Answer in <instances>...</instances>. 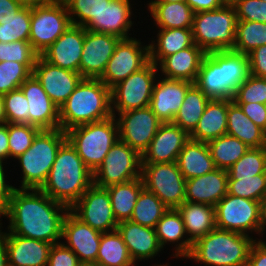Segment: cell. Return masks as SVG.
I'll return each instance as SVG.
<instances>
[{"mask_svg":"<svg viewBox=\"0 0 266 266\" xmlns=\"http://www.w3.org/2000/svg\"><path fill=\"white\" fill-rule=\"evenodd\" d=\"M262 45H266V23L238 20L232 51L248 55Z\"/></svg>","mask_w":266,"mask_h":266,"instance_id":"obj_41","label":"cell"},{"mask_svg":"<svg viewBox=\"0 0 266 266\" xmlns=\"http://www.w3.org/2000/svg\"><path fill=\"white\" fill-rule=\"evenodd\" d=\"M17 1L21 2L25 6H32L36 3L43 2L44 0H17Z\"/></svg>","mask_w":266,"mask_h":266,"instance_id":"obj_63","label":"cell"},{"mask_svg":"<svg viewBox=\"0 0 266 266\" xmlns=\"http://www.w3.org/2000/svg\"><path fill=\"white\" fill-rule=\"evenodd\" d=\"M80 266H98L96 264H81Z\"/></svg>","mask_w":266,"mask_h":266,"instance_id":"obj_67","label":"cell"},{"mask_svg":"<svg viewBox=\"0 0 266 266\" xmlns=\"http://www.w3.org/2000/svg\"><path fill=\"white\" fill-rule=\"evenodd\" d=\"M151 38L149 60L158 65L165 57L184 50L194 44L192 28L161 29Z\"/></svg>","mask_w":266,"mask_h":266,"instance_id":"obj_33","label":"cell"},{"mask_svg":"<svg viewBox=\"0 0 266 266\" xmlns=\"http://www.w3.org/2000/svg\"><path fill=\"white\" fill-rule=\"evenodd\" d=\"M247 56L250 74L259 78H266V45L257 47Z\"/></svg>","mask_w":266,"mask_h":266,"instance_id":"obj_53","label":"cell"},{"mask_svg":"<svg viewBox=\"0 0 266 266\" xmlns=\"http://www.w3.org/2000/svg\"><path fill=\"white\" fill-rule=\"evenodd\" d=\"M141 177L144 187L168 209H177L185 202L186 179L176 162L142 163Z\"/></svg>","mask_w":266,"mask_h":266,"instance_id":"obj_13","label":"cell"},{"mask_svg":"<svg viewBox=\"0 0 266 266\" xmlns=\"http://www.w3.org/2000/svg\"><path fill=\"white\" fill-rule=\"evenodd\" d=\"M186 3L195 13L212 11L223 6L220 0H186Z\"/></svg>","mask_w":266,"mask_h":266,"instance_id":"obj_58","label":"cell"},{"mask_svg":"<svg viewBox=\"0 0 266 266\" xmlns=\"http://www.w3.org/2000/svg\"><path fill=\"white\" fill-rule=\"evenodd\" d=\"M194 83L168 79L159 75L152 92L150 108L162 123H172L187 90Z\"/></svg>","mask_w":266,"mask_h":266,"instance_id":"obj_21","label":"cell"},{"mask_svg":"<svg viewBox=\"0 0 266 266\" xmlns=\"http://www.w3.org/2000/svg\"><path fill=\"white\" fill-rule=\"evenodd\" d=\"M84 39L85 28L71 24L41 56L55 66L79 72Z\"/></svg>","mask_w":266,"mask_h":266,"instance_id":"obj_23","label":"cell"},{"mask_svg":"<svg viewBox=\"0 0 266 266\" xmlns=\"http://www.w3.org/2000/svg\"><path fill=\"white\" fill-rule=\"evenodd\" d=\"M9 145H8V123L0 125V161L8 163Z\"/></svg>","mask_w":266,"mask_h":266,"instance_id":"obj_59","label":"cell"},{"mask_svg":"<svg viewBox=\"0 0 266 266\" xmlns=\"http://www.w3.org/2000/svg\"><path fill=\"white\" fill-rule=\"evenodd\" d=\"M216 228L250 236L261 232V202L226 194L215 206Z\"/></svg>","mask_w":266,"mask_h":266,"instance_id":"obj_11","label":"cell"},{"mask_svg":"<svg viewBox=\"0 0 266 266\" xmlns=\"http://www.w3.org/2000/svg\"><path fill=\"white\" fill-rule=\"evenodd\" d=\"M167 211L168 208L163 202L153 192L144 187L137 198L130 221L155 228Z\"/></svg>","mask_w":266,"mask_h":266,"instance_id":"obj_40","label":"cell"},{"mask_svg":"<svg viewBox=\"0 0 266 266\" xmlns=\"http://www.w3.org/2000/svg\"><path fill=\"white\" fill-rule=\"evenodd\" d=\"M152 266H170V265H169V263H166V264H164V263H163V264H158V263L156 264V263H155V264L152 265Z\"/></svg>","mask_w":266,"mask_h":266,"instance_id":"obj_66","label":"cell"},{"mask_svg":"<svg viewBox=\"0 0 266 266\" xmlns=\"http://www.w3.org/2000/svg\"><path fill=\"white\" fill-rule=\"evenodd\" d=\"M155 29L192 28L195 12L187 3H148Z\"/></svg>","mask_w":266,"mask_h":266,"instance_id":"obj_35","label":"cell"},{"mask_svg":"<svg viewBox=\"0 0 266 266\" xmlns=\"http://www.w3.org/2000/svg\"><path fill=\"white\" fill-rule=\"evenodd\" d=\"M78 256L62 242L53 244L49 251L47 266H80Z\"/></svg>","mask_w":266,"mask_h":266,"instance_id":"obj_52","label":"cell"},{"mask_svg":"<svg viewBox=\"0 0 266 266\" xmlns=\"http://www.w3.org/2000/svg\"><path fill=\"white\" fill-rule=\"evenodd\" d=\"M115 118L118 123L119 140L141 156L162 124L150 106L118 113Z\"/></svg>","mask_w":266,"mask_h":266,"instance_id":"obj_15","label":"cell"},{"mask_svg":"<svg viewBox=\"0 0 266 266\" xmlns=\"http://www.w3.org/2000/svg\"><path fill=\"white\" fill-rule=\"evenodd\" d=\"M111 116V89L100 79L83 78L59 108L60 128L64 132Z\"/></svg>","mask_w":266,"mask_h":266,"instance_id":"obj_4","label":"cell"},{"mask_svg":"<svg viewBox=\"0 0 266 266\" xmlns=\"http://www.w3.org/2000/svg\"><path fill=\"white\" fill-rule=\"evenodd\" d=\"M227 189V170L216 168L210 173L186 180L185 201L215 207L225 197Z\"/></svg>","mask_w":266,"mask_h":266,"instance_id":"obj_27","label":"cell"},{"mask_svg":"<svg viewBox=\"0 0 266 266\" xmlns=\"http://www.w3.org/2000/svg\"><path fill=\"white\" fill-rule=\"evenodd\" d=\"M93 185V172L66 140L58 149L41 191L69 209Z\"/></svg>","mask_w":266,"mask_h":266,"instance_id":"obj_2","label":"cell"},{"mask_svg":"<svg viewBox=\"0 0 266 266\" xmlns=\"http://www.w3.org/2000/svg\"><path fill=\"white\" fill-rule=\"evenodd\" d=\"M123 242L134 263L154 259L163 250L158 241L155 228L142 226L130 220L121 221L117 225Z\"/></svg>","mask_w":266,"mask_h":266,"instance_id":"obj_25","label":"cell"},{"mask_svg":"<svg viewBox=\"0 0 266 266\" xmlns=\"http://www.w3.org/2000/svg\"><path fill=\"white\" fill-rule=\"evenodd\" d=\"M5 162L0 161V213L2 214L9 203V200L11 198L12 192L15 189V186L9 183L6 175ZM8 181V182H7Z\"/></svg>","mask_w":266,"mask_h":266,"instance_id":"obj_55","label":"cell"},{"mask_svg":"<svg viewBox=\"0 0 266 266\" xmlns=\"http://www.w3.org/2000/svg\"><path fill=\"white\" fill-rule=\"evenodd\" d=\"M71 25L63 0H44L31 6L29 43L41 55Z\"/></svg>","mask_w":266,"mask_h":266,"instance_id":"obj_9","label":"cell"},{"mask_svg":"<svg viewBox=\"0 0 266 266\" xmlns=\"http://www.w3.org/2000/svg\"><path fill=\"white\" fill-rule=\"evenodd\" d=\"M155 232L163 250L166 245L170 244L173 247L174 244L171 257L184 260L190 253L192 243L185 232L181 214L177 209H168L156 224Z\"/></svg>","mask_w":266,"mask_h":266,"instance_id":"obj_29","label":"cell"},{"mask_svg":"<svg viewBox=\"0 0 266 266\" xmlns=\"http://www.w3.org/2000/svg\"><path fill=\"white\" fill-rule=\"evenodd\" d=\"M227 135L238 138L249 148L266 146V132L244 114L234 101L228 105Z\"/></svg>","mask_w":266,"mask_h":266,"instance_id":"obj_34","label":"cell"},{"mask_svg":"<svg viewBox=\"0 0 266 266\" xmlns=\"http://www.w3.org/2000/svg\"><path fill=\"white\" fill-rule=\"evenodd\" d=\"M69 208L40 189L15 187L6 210L7 230L15 235L51 244L62 240V224Z\"/></svg>","mask_w":266,"mask_h":266,"instance_id":"obj_1","label":"cell"},{"mask_svg":"<svg viewBox=\"0 0 266 266\" xmlns=\"http://www.w3.org/2000/svg\"><path fill=\"white\" fill-rule=\"evenodd\" d=\"M258 127L266 132V105L261 103H236Z\"/></svg>","mask_w":266,"mask_h":266,"instance_id":"obj_54","label":"cell"},{"mask_svg":"<svg viewBox=\"0 0 266 266\" xmlns=\"http://www.w3.org/2000/svg\"><path fill=\"white\" fill-rule=\"evenodd\" d=\"M184 178L192 179L216 169L206 142L189 139L176 161Z\"/></svg>","mask_w":266,"mask_h":266,"instance_id":"obj_32","label":"cell"},{"mask_svg":"<svg viewBox=\"0 0 266 266\" xmlns=\"http://www.w3.org/2000/svg\"><path fill=\"white\" fill-rule=\"evenodd\" d=\"M255 240L252 244L246 266H266V241Z\"/></svg>","mask_w":266,"mask_h":266,"instance_id":"obj_56","label":"cell"},{"mask_svg":"<svg viewBox=\"0 0 266 266\" xmlns=\"http://www.w3.org/2000/svg\"><path fill=\"white\" fill-rule=\"evenodd\" d=\"M232 99H210L190 139L209 142L227 134L228 105Z\"/></svg>","mask_w":266,"mask_h":266,"instance_id":"obj_30","label":"cell"},{"mask_svg":"<svg viewBox=\"0 0 266 266\" xmlns=\"http://www.w3.org/2000/svg\"><path fill=\"white\" fill-rule=\"evenodd\" d=\"M173 3V2H183L186 3V0H151L148 3Z\"/></svg>","mask_w":266,"mask_h":266,"instance_id":"obj_64","label":"cell"},{"mask_svg":"<svg viewBox=\"0 0 266 266\" xmlns=\"http://www.w3.org/2000/svg\"><path fill=\"white\" fill-rule=\"evenodd\" d=\"M39 54L29 41L0 42V62L16 61L22 64H35Z\"/></svg>","mask_w":266,"mask_h":266,"instance_id":"obj_50","label":"cell"},{"mask_svg":"<svg viewBox=\"0 0 266 266\" xmlns=\"http://www.w3.org/2000/svg\"><path fill=\"white\" fill-rule=\"evenodd\" d=\"M157 65L149 61L111 88L112 115L150 106L154 84L159 76Z\"/></svg>","mask_w":266,"mask_h":266,"instance_id":"obj_10","label":"cell"},{"mask_svg":"<svg viewBox=\"0 0 266 266\" xmlns=\"http://www.w3.org/2000/svg\"><path fill=\"white\" fill-rule=\"evenodd\" d=\"M142 156L126 143L118 140L107 153L101 165L93 172L97 187L125 183L141 177Z\"/></svg>","mask_w":266,"mask_h":266,"instance_id":"obj_12","label":"cell"},{"mask_svg":"<svg viewBox=\"0 0 266 266\" xmlns=\"http://www.w3.org/2000/svg\"><path fill=\"white\" fill-rule=\"evenodd\" d=\"M98 266H136L131 259L121 234L117 231L102 233L98 255Z\"/></svg>","mask_w":266,"mask_h":266,"instance_id":"obj_38","label":"cell"},{"mask_svg":"<svg viewBox=\"0 0 266 266\" xmlns=\"http://www.w3.org/2000/svg\"><path fill=\"white\" fill-rule=\"evenodd\" d=\"M6 266H15V265H12V264H10L9 262L6 264Z\"/></svg>","mask_w":266,"mask_h":266,"instance_id":"obj_69","label":"cell"},{"mask_svg":"<svg viewBox=\"0 0 266 266\" xmlns=\"http://www.w3.org/2000/svg\"><path fill=\"white\" fill-rule=\"evenodd\" d=\"M33 75L58 108L69 98L83 79L79 72L55 66L47 62L41 55L34 65Z\"/></svg>","mask_w":266,"mask_h":266,"instance_id":"obj_19","label":"cell"},{"mask_svg":"<svg viewBox=\"0 0 266 266\" xmlns=\"http://www.w3.org/2000/svg\"><path fill=\"white\" fill-rule=\"evenodd\" d=\"M1 218H2V214L0 213V219H1ZM2 220H3V219L0 220V229H1V226L3 225V224H2Z\"/></svg>","mask_w":266,"mask_h":266,"instance_id":"obj_68","label":"cell"},{"mask_svg":"<svg viewBox=\"0 0 266 266\" xmlns=\"http://www.w3.org/2000/svg\"><path fill=\"white\" fill-rule=\"evenodd\" d=\"M101 236L102 232L82 222L70 210L66 213L61 242L78 256L81 264H96Z\"/></svg>","mask_w":266,"mask_h":266,"instance_id":"obj_17","label":"cell"},{"mask_svg":"<svg viewBox=\"0 0 266 266\" xmlns=\"http://www.w3.org/2000/svg\"><path fill=\"white\" fill-rule=\"evenodd\" d=\"M120 40L119 37L114 35L85 29V39L79 66L81 76L83 78L99 79Z\"/></svg>","mask_w":266,"mask_h":266,"instance_id":"obj_18","label":"cell"},{"mask_svg":"<svg viewBox=\"0 0 266 266\" xmlns=\"http://www.w3.org/2000/svg\"><path fill=\"white\" fill-rule=\"evenodd\" d=\"M237 16L234 6L223 5L212 11L194 14V43L206 53L232 50L235 45Z\"/></svg>","mask_w":266,"mask_h":266,"instance_id":"obj_8","label":"cell"},{"mask_svg":"<svg viewBox=\"0 0 266 266\" xmlns=\"http://www.w3.org/2000/svg\"><path fill=\"white\" fill-rule=\"evenodd\" d=\"M72 25L85 27L111 0H63Z\"/></svg>","mask_w":266,"mask_h":266,"instance_id":"obj_47","label":"cell"},{"mask_svg":"<svg viewBox=\"0 0 266 266\" xmlns=\"http://www.w3.org/2000/svg\"><path fill=\"white\" fill-rule=\"evenodd\" d=\"M0 229L8 251V262L15 266H47L53 244L26 238Z\"/></svg>","mask_w":266,"mask_h":266,"instance_id":"obj_26","label":"cell"},{"mask_svg":"<svg viewBox=\"0 0 266 266\" xmlns=\"http://www.w3.org/2000/svg\"><path fill=\"white\" fill-rule=\"evenodd\" d=\"M7 123L3 96L0 95V125Z\"/></svg>","mask_w":266,"mask_h":266,"instance_id":"obj_62","label":"cell"},{"mask_svg":"<svg viewBox=\"0 0 266 266\" xmlns=\"http://www.w3.org/2000/svg\"><path fill=\"white\" fill-rule=\"evenodd\" d=\"M190 135L173 123H162L148 149L142 155V163L176 162Z\"/></svg>","mask_w":266,"mask_h":266,"instance_id":"obj_24","label":"cell"},{"mask_svg":"<svg viewBox=\"0 0 266 266\" xmlns=\"http://www.w3.org/2000/svg\"><path fill=\"white\" fill-rule=\"evenodd\" d=\"M69 210L82 222L102 233L117 230L118 222L106 188L93 184Z\"/></svg>","mask_w":266,"mask_h":266,"instance_id":"obj_16","label":"cell"},{"mask_svg":"<svg viewBox=\"0 0 266 266\" xmlns=\"http://www.w3.org/2000/svg\"><path fill=\"white\" fill-rule=\"evenodd\" d=\"M67 140L61 128L41 130L30 148L14 160H18L21 176L20 189H41L46 182L50 169L60 146Z\"/></svg>","mask_w":266,"mask_h":266,"instance_id":"obj_6","label":"cell"},{"mask_svg":"<svg viewBox=\"0 0 266 266\" xmlns=\"http://www.w3.org/2000/svg\"><path fill=\"white\" fill-rule=\"evenodd\" d=\"M8 263V251L4 238L0 235V266H6Z\"/></svg>","mask_w":266,"mask_h":266,"instance_id":"obj_60","label":"cell"},{"mask_svg":"<svg viewBox=\"0 0 266 266\" xmlns=\"http://www.w3.org/2000/svg\"><path fill=\"white\" fill-rule=\"evenodd\" d=\"M250 75L248 56L232 50L208 52L194 84L210 99H232Z\"/></svg>","mask_w":266,"mask_h":266,"instance_id":"obj_3","label":"cell"},{"mask_svg":"<svg viewBox=\"0 0 266 266\" xmlns=\"http://www.w3.org/2000/svg\"><path fill=\"white\" fill-rule=\"evenodd\" d=\"M177 210L181 214L185 232L192 244L216 228L214 206L185 201Z\"/></svg>","mask_w":266,"mask_h":266,"instance_id":"obj_31","label":"cell"},{"mask_svg":"<svg viewBox=\"0 0 266 266\" xmlns=\"http://www.w3.org/2000/svg\"><path fill=\"white\" fill-rule=\"evenodd\" d=\"M233 6L237 20L266 23V1L238 0Z\"/></svg>","mask_w":266,"mask_h":266,"instance_id":"obj_51","label":"cell"},{"mask_svg":"<svg viewBox=\"0 0 266 266\" xmlns=\"http://www.w3.org/2000/svg\"><path fill=\"white\" fill-rule=\"evenodd\" d=\"M235 103H261L266 105V78L249 75L236 89Z\"/></svg>","mask_w":266,"mask_h":266,"instance_id":"obj_48","label":"cell"},{"mask_svg":"<svg viewBox=\"0 0 266 266\" xmlns=\"http://www.w3.org/2000/svg\"><path fill=\"white\" fill-rule=\"evenodd\" d=\"M134 36L121 39L99 78L110 89L132 73L144 67L149 60V44ZM144 43V44H143Z\"/></svg>","mask_w":266,"mask_h":266,"instance_id":"obj_14","label":"cell"},{"mask_svg":"<svg viewBox=\"0 0 266 266\" xmlns=\"http://www.w3.org/2000/svg\"><path fill=\"white\" fill-rule=\"evenodd\" d=\"M40 131L41 129L33 125L8 123L9 159L17 158L30 148Z\"/></svg>","mask_w":266,"mask_h":266,"instance_id":"obj_46","label":"cell"},{"mask_svg":"<svg viewBox=\"0 0 266 266\" xmlns=\"http://www.w3.org/2000/svg\"><path fill=\"white\" fill-rule=\"evenodd\" d=\"M223 5L233 6L238 0H220Z\"/></svg>","mask_w":266,"mask_h":266,"instance_id":"obj_65","label":"cell"},{"mask_svg":"<svg viewBox=\"0 0 266 266\" xmlns=\"http://www.w3.org/2000/svg\"><path fill=\"white\" fill-rule=\"evenodd\" d=\"M66 135L85 165L94 172L119 140L118 123L115 116H111L102 121L73 127L66 131Z\"/></svg>","mask_w":266,"mask_h":266,"instance_id":"obj_7","label":"cell"},{"mask_svg":"<svg viewBox=\"0 0 266 266\" xmlns=\"http://www.w3.org/2000/svg\"><path fill=\"white\" fill-rule=\"evenodd\" d=\"M31 6H23L13 17L0 22V42L29 41Z\"/></svg>","mask_w":266,"mask_h":266,"instance_id":"obj_43","label":"cell"},{"mask_svg":"<svg viewBox=\"0 0 266 266\" xmlns=\"http://www.w3.org/2000/svg\"><path fill=\"white\" fill-rule=\"evenodd\" d=\"M143 188L142 177L106 187L111 198L113 214L118 223L130 220L137 198Z\"/></svg>","mask_w":266,"mask_h":266,"instance_id":"obj_36","label":"cell"},{"mask_svg":"<svg viewBox=\"0 0 266 266\" xmlns=\"http://www.w3.org/2000/svg\"><path fill=\"white\" fill-rule=\"evenodd\" d=\"M207 145L216 168L225 170L229 169L250 149L238 138L227 134L207 142Z\"/></svg>","mask_w":266,"mask_h":266,"instance_id":"obj_39","label":"cell"},{"mask_svg":"<svg viewBox=\"0 0 266 266\" xmlns=\"http://www.w3.org/2000/svg\"><path fill=\"white\" fill-rule=\"evenodd\" d=\"M2 96L7 123L28 124V100L22 90L19 88Z\"/></svg>","mask_w":266,"mask_h":266,"instance_id":"obj_49","label":"cell"},{"mask_svg":"<svg viewBox=\"0 0 266 266\" xmlns=\"http://www.w3.org/2000/svg\"><path fill=\"white\" fill-rule=\"evenodd\" d=\"M206 52L195 43L175 54L165 57L158 65V73L168 79L194 83ZM161 71V72H160Z\"/></svg>","mask_w":266,"mask_h":266,"instance_id":"obj_28","label":"cell"},{"mask_svg":"<svg viewBox=\"0 0 266 266\" xmlns=\"http://www.w3.org/2000/svg\"><path fill=\"white\" fill-rule=\"evenodd\" d=\"M34 65L16 61L0 62V95L19 89L20 85L33 74Z\"/></svg>","mask_w":266,"mask_h":266,"instance_id":"obj_45","label":"cell"},{"mask_svg":"<svg viewBox=\"0 0 266 266\" xmlns=\"http://www.w3.org/2000/svg\"><path fill=\"white\" fill-rule=\"evenodd\" d=\"M228 178H251L266 174V146L250 148L236 163L227 169Z\"/></svg>","mask_w":266,"mask_h":266,"instance_id":"obj_42","label":"cell"},{"mask_svg":"<svg viewBox=\"0 0 266 266\" xmlns=\"http://www.w3.org/2000/svg\"><path fill=\"white\" fill-rule=\"evenodd\" d=\"M266 231V197L261 201V232L262 238L265 235Z\"/></svg>","mask_w":266,"mask_h":266,"instance_id":"obj_61","label":"cell"},{"mask_svg":"<svg viewBox=\"0 0 266 266\" xmlns=\"http://www.w3.org/2000/svg\"><path fill=\"white\" fill-rule=\"evenodd\" d=\"M23 6L17 0H0V22L13 17Z\"/></svg>","mask_w":266,"mask_h":266,"instance_id":"obj_57","label":"cell"},{"mask_svg":"<svg viewBox=\"0 0 266 266\" xmlns=\"http://www.w3.org/2000/svg\"><path fill=\"white\" fill-rule=\"evenodd\" d=\"M132 0H111L84 28L93 32L110 34L120 39L131 38L129 31L135 21Z\"/></svg>","mask_w":266,"mask_h":266,"instance_id":"obj_22","label":"cell"},{"mask_svg":"<svg viewBox=\"0 0 266 266\" xmlns=\"http://www.w3.org/2000/svg\"><path fill=\"white\" fill-rule=\"evenodd\" d=\"M210 98L193 84L186 92L183 103L172 122L189 135L197 127Z\"/></svg>","mask_w":266,"mask_h":266,"instance_id":"obj_37","label":"cell"},{"mask_svg":"<svg viewBox=\"0 0 266 266\" xmlns=\"http://www.w3.org/2000/svg\"><path fill=\"white\" fill-rule=\"evenodd\" d=\"M227 194L261 202L266 197V174L251 178H228Z\"/></svg>","mask_w":266,"mask_h":266,"instance_id":"obj_44","label":"cell"},{"mask_svg":"<svg viewBox=\"0 0 266 266\" xmlns=\"http://www.w3.org/2000/svg\"><path fill=\"white\" fill-rule=\"evenodd\" d=\"M20 89L28 100L29 125L41 130L60 128L59 108L52 102L33 74L20 85Z\"/></svg>","mask_w":266,"mask_h":266,"instance_id":"obj_20","label":"cell"},{"mask_svg":"<svg viewBox=\"0 0 266 266\" xmlns=\"http://www.w3.org/2000/svg\"><path fill=\"white\" fill-rule=\"evenodd\" d=\"M255 240L259 238L215 228L192 244L185 259L204 266H246Z\"/></svg>","mask_w":266,"mask_h":266,"instance_id":"obj_5","label":"cell"}]
</instances>
